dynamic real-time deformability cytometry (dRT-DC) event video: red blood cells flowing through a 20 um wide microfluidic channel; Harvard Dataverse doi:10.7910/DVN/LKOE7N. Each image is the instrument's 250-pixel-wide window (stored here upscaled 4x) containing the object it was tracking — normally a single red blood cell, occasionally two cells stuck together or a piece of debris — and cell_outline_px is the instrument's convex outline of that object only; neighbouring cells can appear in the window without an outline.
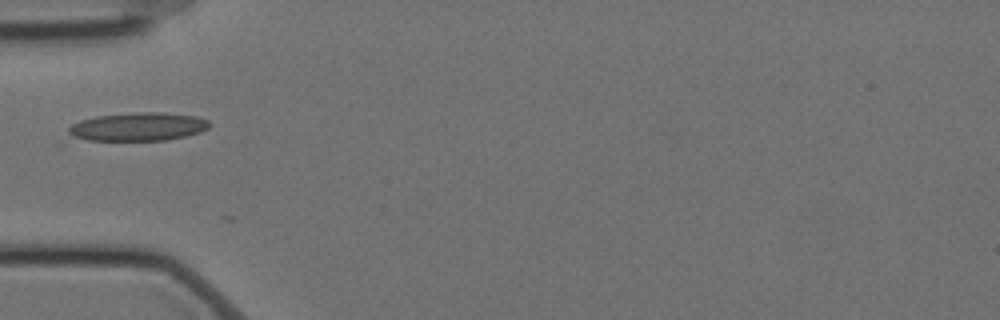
{"species": "Egyptian fruit bat (a non-hibernating species)", "species_latin": "Rousettus aegyptiacus", "temperature_condition": "cold", "stored_images_in_passage": 7, "camera_frame_rate_fps": 3000, "um_per_image_px": 0.085, "animal": {"sex": "female"}, "frame": {"image": 1, "passage_image": 1, "time_ms": 0.0, "image_size_px": [1000, 320], "cell_outline_px": [[212, 124], [208, 128], [200, 132], [188, 136], [164, 140], [56, 144], [68, 128], [72, 124], [80, 120], [96, 116], [144, 112], [160, 112], [196, 116], [208, 120]], "centroid_in_image_um": [11.36, 10.87], "position_along_channel_um": 73.6, "area_um2": 25.49}}
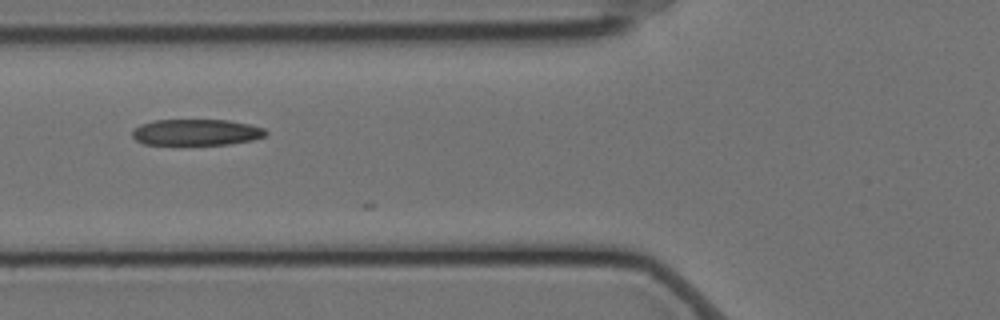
{"frame": {"image": 2, "passage_image": 4, "time_ms": 1.0, "image_size_px": [1000, 320], "cell_outline_px": [[268, 132], [264, 136], [252, 140], [228, 144], [180, 148], [144, 144], [136, 140], [132, 136], [132, 128], [140, 124], [152, 120], [228, 120], [248, 124], [264, 128]], "centroid_in_image_um": [16.59, 11.3], "position_along_channel_um": 109.2, "area_um2": 21.56}}